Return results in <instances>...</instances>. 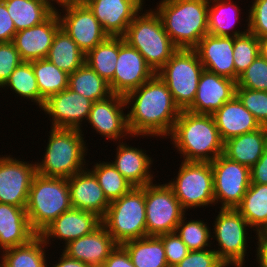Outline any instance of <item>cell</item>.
Segmentation results:
<instances>
[{"mask_svg": "<svg viewBox=\"0 0 267 267\" xmlns=\"http://www.w3.org/2000/svg\"><path fill=\"white\" fill-rule=\"evenodd\" d=\"M125 101L126 108H130L127 124L132 136L169 137L181 113L168 86L157 74L128 93Z\"/></svg>", "mask_w": 267, "mask_h": 267, "instance_id": "obj_1", "label": "cell"}, {"mask_svg": "<svg viewBox=\"0 0 267 267\" xmlns=\"http://www.w3.org/2000/svg\"><path fill=\"white\" fill-rule=\"evenodd\" d=\"M169 136L183 161L210 163L223 154L224 141L212 115L181 110Z\"/></svg>", "mask_w": 267, "mask_h": 267, "instance_id": "obj_2", "label": "cell"}, {"mask_svg": "<svg viewBox=\"0 0 267 267\" xmlns=\"http://www.w3.org/2000/svg\"><path fill=\"white\" fill-rule=\"evenodd\" d=\"M208 7L209 0H161L154 10L178 49H194L208 34Z\"/></svg>", "mask_w": 267, "mask_h": 267, "instance_id": "obj_3", "label": "cell"}, {"mask_svg": "<svg viewBox=\"0 0 267 267\" xmlns=\"http://www.w3.org/2000/svg\"><path fill=\"white\" fill-rule=\"evenodd\" d=\"M49 133L43 159L35 162L38 174L70 178L88 167L85 159L88 148L82 130L51 128Z\"/></svg>", "mask_w": 267, "mask_h": 267, "instance_id": "obj_4", "label": "cell"}, {"mask_svg": "<svg viewBox=\"0 0 267 267\" xmlns=\"http://www.w3.org/2000/svg\"><path fill=\"white\" fill-rule=\"evenodd\" d=\"M122 37L129 46L142 54L155 74L178 50L166 33L161 18L152 8L144 9V13L142 9Z\"/></svg>", "mask_w": 267, "mask_h": 267, "instance_id": "obj_5", "label": "cell"}, {"mask_svg": "<svg viewBox=\"0 0 267 267\" xmlns=\"http://www.w3.org/2000/svg\"><path fill=\"white\" fill-rule=\"evenodd\" d=\"M71 208L67 178L35 175L25 210L30 226L37 235Z\"/></svg>", "mask_w": 267, "mask_h": 267, "instance_id": "obj_6", "label": "cell"}, {"mask_svg": "<svg viewBox=\"0 0 267 267\" xmlns=\"http://www.w3.org/2000/svg\"><path fill=\"white\" fill-rule=\"evenodd\" d=\"M101 222L118 245L146 237L145 186L111 201Z\"/></svg>", "mask_w": 267, "mask_h": 267, "instance_id": "obj_7", "label": "cell"}, {"mask_svg": "<svg viewBox=\"0 0 267 267\" xmlns=\"http://www.w3.org/2000/svg\"><path fill=\"white\" fill-rule=\"evenodd\" d=\"M203 70L194 49H178L156 74L168 86L180 110H187L195 100Z\"/></svg>", "mask_w": 267, "mask_h": 267, "instance_id": "obj_8", "label": "cell"}, {"mask_svg": "<svg viewBox=\"0 0 267 267\" xmlns=\"http://www.w3.org/2000/svg\"><path fill=\"white\" fill-rule=\"evenodd\" d=\"M176 179L167 182L186 211L215 205L213 170L209 162L181 161Z\"/></svg>", "mask_w": 267, "mask_h": 267, "instance_id": "obj_9", "label": "cell"}, {"mask_svg": "<svg viewBox=\"0 0 267 267\" xmlns=\"http://www.w3.org/2000/svg\"><path fill=\"white\" fill-rule=\"evenodd\" d=\"M214 221L213 236L218 242V257L227 265L243 266L247 254L248 228L252 230L245 218L233 208H220ZM248 227V228H246Z\"/></svg>", "mask_w": 267, "mask_h": 267, "instance_id": "obj_10", "label": "cell"}, {"mask_svg": "<svg viewBox=\"0 0 267 267\" xmlns=\"http://www.w3.org/2000/svg\"><path fill=\"white\" fill-rule=\"evenodd\" d=\"M185 213L167 183L145 185L146 236L175 232Z\"/></svg>", "mask_w": 267, "mask_h": 267, "instance_id": "obj_11", "label": "cell"}, {"mask_svg": "<svg viewBox=\"0 0 267 267\" xmlns=\"http://www.w3.org/2000/svg\"><path fill=\"white\" fill-rule=\"evenodd\" d=\"M213 170L214 202L220 208L235 209L250 185V168L219 155L211 161Z\"/></svg>", "mask_w": 267, "mask_h": 267, "instance_id": "obj_12", "label": "cell"}, {"mask_svg": "<svg viewBox=\"0 0 267 267\" xmlns=\"http://www.w3.org/2000/svg\"><path fill=\"white\" fill-rule=\"evenodd\" d=\"M10 156H0V203L26 208L36 163Z\"/></svg>", "mask_w": 267, "mask_h": 267, "instance_id": "obj_13", "label": "cell"}, {"mask_svg": "<svg viewBox=\"0 0 267 267\" xmlns=\"http://www.w3.org/2000/svg\"><path fill=\"white\" fill-rule=\"evenodd\" d=\"M155 73L142 54L118 37V59L113 79L109 82L112 93L126 96L150 80Z\"/></svg>", "mask_w": 267, "mask_h": 267, "instance_id": "obj_14", "label": "cell"}, {"mask_svg": "<svg viewBox=\"0 0 267 267\" xmlns=\"http://www.w3.org/2000/svg\"><path fill=\"white\" fill-rule=\"evenodd\" d=\"M58 10L61 28L85 54L109 37L86 4L65 7L61 9L64 12Z\"/></svg>", "mask_w": 267, "mask_h": 267, "instance_id": "obj_15", "label": "cell"}, {"mask_svg": "<svg viewBox=\"0 0 267 267\" xmlns=\"http://www.w3.org/2000/svg\"><path fill=\"white\" fill-rule=\"evenodd\" d=\"M124 107H127L125 97L113 93L103 100L93 102L87 122L101 137L116 143L125 136L136 137L129 131Z\"/></svg>", "mask_w": 267, "mask_h": 267, "instance_id": "obj_16", "label": "cell"}, {"mask_svg": "<svg viewBox=\"0 0 267 267\" xmlns=\"http://www.w3.org/2000/svg\"><path fill=\"white\" fill-rule=\"evenodd\" d=\"M93 101L70 88L50 96L41 110L51 118L50 128L81 129L87 120Z\"/></svg>", "mask_w": 267, "mask_h": 267, "instance_id": "obj_17", "label": "cell"}, {"mask_svg": "<svg viewBox=\"0 0 267 267\" xmlns=\"http://www.w3.org/2000/svg\"><path fill=\"white\" fill-rule=\"evenodd\" d=\"M144 0H89L86 5L110 37H122ZM143 7V8H142Z\"/></svg>", "mask_w": 267, "mask_h": 267, "instance_id": "obj_18", "label": "cell"}, {"mask_svg": "<svg viewBox=\"0 0 267 267\" xmlns=\"http://www.w3.org/2000/svg\"><path fill=\"white\" fill-rule=\"evenodd\" d=\"M236 86L235 80L204 69L199 78L195 100L187 111L212 115L236 95Z\"/></svg>", "mask_w": 267, "mask_h": 267, "instance_id": "obj_19", "label": "cell"}, {"mask_svg": "<svg viewBox=\"0 0 267 267\" xmlns=\"http://www.w3.org/2000/svg\"><path fill=\"white\" fill-rule=\"evenodd\" d=\"M61 27L57 12L45 21L15 33L13 43L23 62H32L47 57L53 38Z\"/></svg>", "mask_w": 267, "mask_h": 267, "instance_id": "obj_20", "label": "cell"}, {"mask_svg": "<svg viewBox=\"0 0 267 267\" xmlns=\"http://www.w3.org/2000/svg\"><path fill=\"white\" fill-rule=\"evenodd\" d=\"M101 224V218L96 214L71 208L57 217L39 236L48 245L56 239L65 241L64 245H67L72 240L92 233Z\"/></svg>", "mask_w": 267, "mask_h": 267, "instance_id": "obj_21", "label": "cell"}, {"mask_svg": "<svg viewBox=\"0 0 267 267\" xmlns=\"http://www.w3.org/2000/svg\"><path fill=\"white\" fill-rule=\"evenodd\" d=\"M67 181L72 208L92 212L102 219L110 201L90 169L85 168Z\"/></svg>", "mask_w": 267, "mask_h": 267, "instance_id": "obj_22", "label": "cell"}, {"mask_svg": "<svg viewBox=\"0 0 267 267\" xmlns=\"http://www.w3.org/2000/svg\"><path fill=\"white\" fill-rule=\"evenodd\" d=\"M234 37L205 35L194 48L204 69L235 80Z\"/></svg>", "mask_w": 267, "mask_h": 267, "instance_id": "obj_23", "label": "cell"}, {"mask_svg": "<svg viewBox=\"0 0 267 267\" xmlns=\"http://www.w3.org/2000/svg\"><path fill=\"white\" fill-rule=\"evenodd\" d=\"M117 245L101 224L92 233L70 241L62 251L89 267H102Z\"/></svg>", "mask_w": 267, "mask_h": 267, "instance_id": "obj_24", "label": "cell"}, {"mask_svg": "<svg viewBox=\"0 0 267 267\" xmlns=\"http://www.w3.org/2000/svg\"><path fill=\"white\" fill-rule=\"evenodd\" d=\"M115 161L111 162L122 176L134 187H143L152 183L153 176L151 165L153 161L146 150L132 147L122 141H118Z\"/></svg>", "mask_w": 267, "mask_h": 267, "instance_id": "obj_25", "label": "cell"}, {"mask_svg": "<svg viewBox=\"0 0 267 267\" xmlns=\"http://www.w3.org/2000/svg\"><path fill=\"white\" fill-rule=\"evenodd\" d=\"M36 236L25 208L0 203V250L25 245Z\"/></svg>", "mask_w": 267, "mask_h": 267, "instance_id": "obj_26", "label": "cell"}, {"mask_svg": "<svg viewBox=\"0 0 267 267\" xmlns=\"http://www.w3.org/2000/svg\"><path fill=\"white\" fill-rule=\"evenodd\" d=\"M212 116L224 142L261 127L236 95L216 110Z\"/></svg>", "mask_w": 267, "mask_h": 267, "instance_id": "obj_27", "label": "cell"}, {"mask_svg": "<svg viewBox=\"0 0 267 267\" xmlns=\"http://www.w3.org/2000/svg\"><path fill=\"white\" fill-rule=\"evenodd\" d=\"M267 148V127L232 137L224 142L223 155L228 159L254 166Z\"/></svg>", "mask_w": 267, "mask_h": 267, "instance_id": "obj_28", "label": "cell"}, {"mask_svg": "<svg viewBox=\"0 0 267 267\" xmlns=\"http://www.w3.org/2000/svg\"><path fill=\"white\" fill-rule=\"evenodd\" d=\"M240 11V6L236 2L233 3L232 0H209L208 34L237 37L247 33L248 29L244 31L234 30L236 23L241 20Z\"/></svg>", "mask_w": 267, "mask_h": 267, "instance_id": "obj_29", "label": "cell"}, {"mask_svg": "<svg viewBox=\"0 0 267 267\" xmlns=\"http://www.w3.org/2000/svg\"><path fill=\"white\" fill-rule=\"evenodd\" d=\"M121 246L127 251L135 267H169L164 244L158 236L129 240Z\"/></svg>", "mask_w": 267, "mask_h": 267, "instance_id": "obj_30", "label": "cell"}, {"mask_svg": "<svg viewBox=\"0 0 267 267\" xmlns=\"http://www.w3.org/2000/svg\"><path fill=\"white\" fill-rule=\"evenodd\" d=\"M46 59L71 74L85 63V53L60 27L53 38Z\"/></svg>", "mask_w": 267, "mask_h": 267, "instance_id": "obj_31", "label": "cell"}, {"mask_svg": "<svg viewBox=\"0 0 267 267\" xmlns=\"http://www.w3.org/2000/svg\"><path fill=\"white\" fill-rule=\"evenodd\" d=\"M47 244L37 235L29 243L12 247L0 255V267H49L47 263Z\"/></svg>", "mask_w": 267, "mask_h": 267, "instance_id": "obj_32", "label": "cell"}, {"mask_svg": "<svg viewBox=\"0 0 267 267\" xmlns=\"http://www.w3.org/2000/svg\"><path fill=\"white\" fill-rule=\"evenodd\" d=\"M235 209L253 231L259 233L267 224V184L250 183L241 203Z\"/></svg>", "mask_w": 267, "mask_h": 267, "instance_id": "obj_33", "label": "cell"}, {"mask_svg": "<svg viewBox=\"0 0 267 267\" xmlns=\"http://www.w3.org/2000/svg\"><path fill=\"white\" fill-rule=\"evenodd\" d=\"M16 32L45 21L54 11L44 0H4Z\"/></svg>", "mask_w": 267, "mask_h": 267, "instance_id": "obj_34", "label": "cell"}, {"mask_svg": "<svg viewBox=\"0 0 267 267\" xmlns=\"http://www.w3.org/2000/svg\"><path fill=\"white\" fill-rule=\"evenodd\" d=\"M37 86L40 91V109L52 95L68 88L69 74L46 58L32 61Z\"/></svg>", "mask_w": 267, "mask_h": 267, "instance_id": "obj_35", "label": "cell"}, {"mask_svg": "<svg viewBox=\"0 0 267 267\" xmlns=\"http://www.w3.org/2000/svg\"><path fill=\"white\" fill-rule=\"evenodd\" d=\"M68 88L93 102L103 100L113 94L109 83L86 63L69 74Z\"/></svg>", "mask_w": 267, "mask_h": 267, "instance_id": "obj_36", "label": "cell"}, {"mask_svg": "<svg viewBox=\"0 0 267 267\" xmlns=\"http://www.w3.org/2000/svg\"><path fill=\"white\" fill-rule=\"evenodd\" d=\"M118 59V37H108L85 54V63L108 83L113 79Z\"/></svg>", "mask_w": 267, "mask_h": 267, "instance_id": "obj_37", "label": "cell"}, {"mask_svg": "<svg viewBox=\"0 0 267 267\" xmlns=\"http://www.w3.org/2000/svg\"><path fill=\"white\" fill-rule=\"evenodd\" d=\"M99 162L94 163L90 171L95 175L110 202L125 195L134 187L110 161Z\"/></svg>", "mask_w": 267, "mask_h": 267, "instance_id": "obj_38", "label": "cell"}, {"mask_svg": "<svg viewBox=\"0 0 267 267\" xmlns=\"http://www.w3.org/2000/svg\"><path fill=\"white\" fill-rule=\"evenodd\" d=\"M10 88L17 96L36 103L40 108V91L37 86L32 62H22L17 66L1 88Z\"/></svg>", "mask_w": 267, "mask_h": 267, "instance_id": "obj_39", "label": "cell"}, {"mask_svg": "<svg viewBox=\"0 0 267 267\" xmlns=\"http://www.w3.org/2000/svg\"><path fill=\"white\" fill-rule=\"evenodd\" d=\"M182 217L178 223L175 232L180 239L186 244L190 251L205 250L211 246V228L207 226V222L199 219L186 220ZM210 241V242H209Z\"/></svg>", "mask_w": 267, "mask_h": 267, "instance_id": "obj_40", "label": "cell"}, {"mask_svg": "<svg viewBox=\"0 0 267 267\" xmlns=\"http://www.w3.org/2000/svg\"><path fill=\"white\" fill-rule=\"evenodd\" d=\"M259 55V38L249 31L234 37L233 57L235 65V81L253 63Z\"/></svg>", "mask_w": 267, "mask_h": 267, "instance_id": "obj_41", "label": "cell"}, {"mask_svg": "<svg viewBox=\"0 0 267 267\" xmlns=\"http://www.w3.org/2000/svg\"><path fill=\"white\" fill-rule=\"evenodd\" d=\"M236 96L260 126L267 127V92L236 88Z\"/></svg>", "mask_w": 267, "mask_h": 267, "instance_id": "obj_42", "label": "cell"}, {"mask_svg": "<svg viewBox=\"0 0 267 267\" xmlns=\"http://www.w3.org/2000/svg\"><path fill=\"white\" fill-rule=\"evenodd\" d=\"M236 88H247L267 92V60L260 54L239 76Z\"/></svg>", "mask_w": 267, "mask_h": 267, "instance_id": "obj_43", "label": "cell"}, {"mask_svg": "<svg viewBox=\"0 0 267 267\" xmlns=\"http://www.w3.org/2000/svg\"><path fill=\"white\" fill-rule=\"evenodd\" d=\"M247 17L248 31L258 38L267 37V0H253Z\"/></svg>", "mask_w": 267, "mask_h": 267, "instance_id": "obj_44", "label": "cell"}, {"mask_svg": "<svg viewBox=\"0 0 267 267\" xmlns=\"http://www.w3.org/2000/svg\"><path fill=\"white\" fill-rule=\"evenodd\" d=\"M189 251L174 267H229L219 257L214 249Z\"/></svg>", "mask_w": 267, "mask_h": 267, "instance_id": "obj_45", "label": "cell"}, {"mask_svg": "<svg viewBox=\"0 0 267 267\" xmlns=\"http://www.w3.org/2000/svg\"><path fill=\"white\" fill-rule=\"evenodd\" d=\"M22 62L13 42H0V88Z\"/></svg>", "mask_w": 267, "mask_h": 267, "instance_id": "obj_46", "label": "cell"}, {"mask_svg": "<svg viewBox=\"0 0 267 267\" xmlns=\"http://www.w3.org/2000/svg\"><path fill=\"white\" fill-rule=\"evenodd\" d=\"M158 237L164 244L166 261L169 267L176 266L190 251L176 232L159 235Z\"/></svg>", "mask_w": 267, "mask_h": 267, "instance_id": "obj_47", "label": "cell"}, {"mask_svg": "<svg viewBox=\"0 0 267 267\" xmlns=\"http://www.w3.org/2000/svg\"><path fill=\"white\" fill-rule=\"evenodd\" d=\"M16 28L11 19L5 1L0 0V42H13Z\"/></svg>", "mask_w": 267, "mask_h": 267, "instance_id": "obj_48", "label": "cell"}, {"mask_svg": "<svg viewBox=\"0 0 267 267\" xmlns=\"http://www.w3.org/2000/svg\"><path fill=\"white\" fill-rule=\"evenodd\" d=\"M102 267H135L131 262L129 254L121 246L117 245L116 248L110 253L109 257L105 260Z\"/></svg>", "mask_w": 267, "mask_h": 267, "instance_id": "obj_49", "label": "cell"}, {"mask_svg": "<svg viewBox=\"0 0 267 267\" xmlns=\"http://www.w3.org/2000/svg\"><path fill=\"white\" fill-rule=\"evenodd\" d=\"M250 183L267 184V148L258 162L250 168Z\"/></svg>", "mask_w": 267, "mask_h": 267, "instance_id": "obj_50", "label": "cell"}, {"mask_svg": "<svg viewBox=\"0 0 267 267\" xmlns=\"http://www.w3.org/2000/svg\"><path fill=\"white\" fill-rule=\"evenodd\" d=\"M257 246L256 247V259L259 264L258 267H267V240H264L258 233L256 234Z\"/></svg>", "mask_w": 267, "mask_h": 267, "instance_id": "obj_51", "label": "cell"}, {"mask_svg": "<svg viewBox=\"0 0 267 267\" xmlns=\"http://www.w3.org/2000/svg\"><path fill=\"white\" fill-rule=\"evenodd\" d=\"M61 253L58 262L56 261V264H53L52 267H89L86 263L71 258L64 252Z\"/></svg>", "mask_w": 267, "mask_h": 267, "instance_id": "obj_52", "label": "cell"}, {"mask_svg": "<svg viewBox=\"0 0 267 267\" xmlns=\"http://www.w3.org/2000/svg\"><path fill=\"white\" fill-rule=\"evenodd\" d=\"M46 2V4L54 11V12H57L58 8L56 5H53L56 4L58 5V7H61V8H65V7H68V6H73V5H78V4H82V0H44ZM54 2V3H53ZM56 6V7H55Z\"/></svg>", "mask_w": 267, "mask_h": 267, "instance_id": "obj_53", "label": "cell"}, {"mask_svg": "<svg viewBox=\"0 0 267 267\" xmlns=\"http://www.w3.org/2000/svg\"><path fill=\"white\" fill-rule=\"evenodd\" d=\"M259 54L267 60V37L259 38Z\"/></svg>", "mask_w": 267, "mask_h": 267, "instance_id": "obj_54", "label": "cell"}, {"mask_svg": "<svg viewBox=\"0 0 267 267\" xmlns=\"http://www.w3.org/2000/svg\"><path fill=\"white\" fill-rule=\"evenodd\" d=\"M264 240H267V224L258 233Z\"/></svg>", "mask_w": 267, "mask_h": 267, "instance_id": "obj_55", "label": "cell"}, {"mask_svg": "<svg viewBox=\"0 0 267 267\" xmlns=\"http://www.w3.org/2000/svg\"><path fill=\"white\" fill-rule=\"evenodd\" d=\"M89 0H82V4H86Z\"/></svg>", "mask_w": 267, "mask_h": 267, "instance_id": "obj_56", "label": "cell"}]
</instances>
